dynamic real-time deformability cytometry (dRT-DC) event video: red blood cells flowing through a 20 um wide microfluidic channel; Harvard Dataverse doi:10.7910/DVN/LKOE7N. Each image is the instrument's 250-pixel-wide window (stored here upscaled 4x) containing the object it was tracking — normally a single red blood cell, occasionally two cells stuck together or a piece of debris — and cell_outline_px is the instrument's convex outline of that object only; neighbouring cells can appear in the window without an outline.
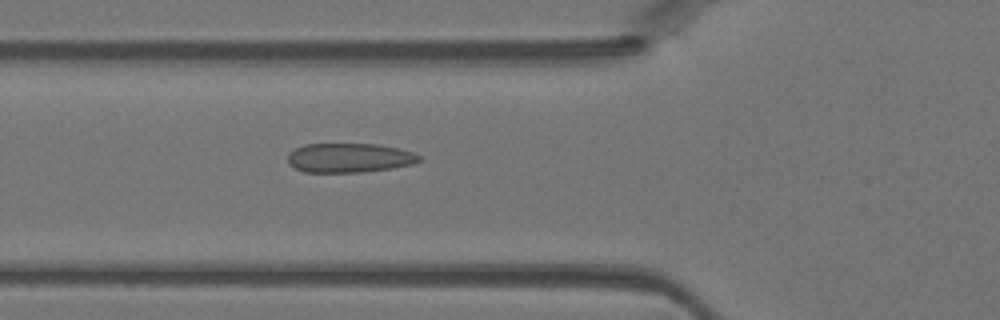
{"species": "Egyptian fruit bat (a non-hibernating species)", "species_latin": "Rousettus aegyptiacus", "temperature_condition": "warm", "stored_images_in_passage": 44, "camera_frame_rate_fps": 3000, "um_per_image_px": 0.085, "animal": {"sex": "female"}, "frame": {"image": 1, "passage_image": 16, "time_ms": 5.0, "image_size_px": [1000, 320], "cell_outline_px": [[420, 160], [412, 164], [392, 168], [364, 172], [304, 172], [288, 164], [288, 152], [304, 144], [376, 144], [396, 148], [412, 152], [420, 156]], "centroid_in_image_um": [29.65, 13.42], "position_along_channel_um": 96.1, "area_um2": 22.37}}
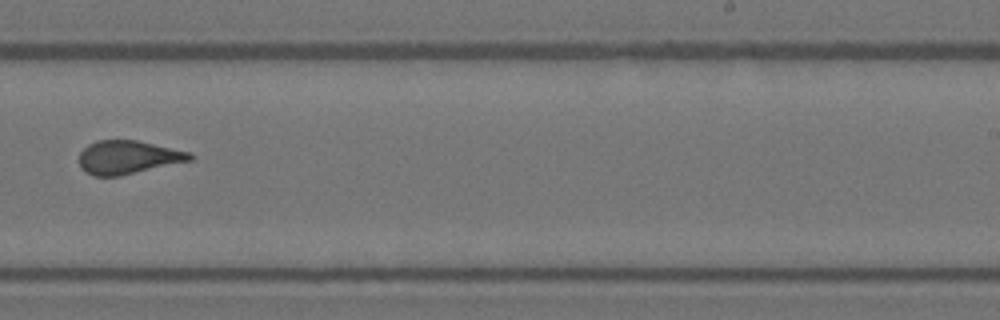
{"frame": {"image": 2, "passage_image": 28, "time_ms": 9.0, "image_size_px": [1000, 320], "cell_outline_px": [[192, 160], [120, 176], [92, 176], [80, 164], [80, 152], [88, 144], [96, 140], [136, 140], [192, 152]], "centroid_in_image_um": [10.9, 13.36], "position_along_channel_um": 278.1, "area_um2": 21.44}}
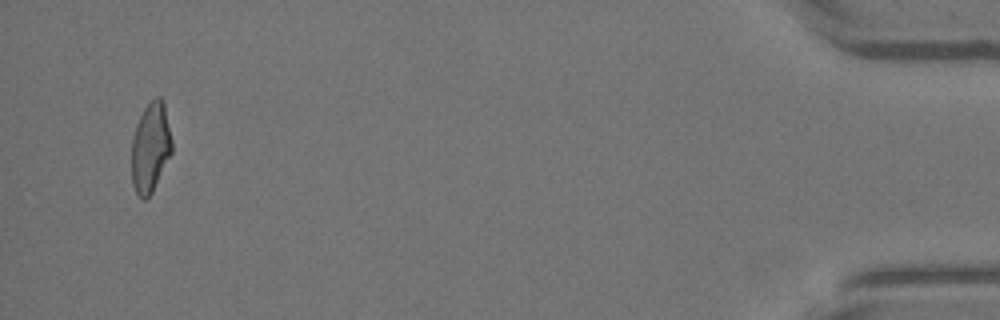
{"frame": {"image": 3, "passage_image": 43, "time_ms": 14.0, "image_size_px": [1000, 320], "cell_outline_px": [[172, 152], [152, 192], [144, 200], [140, 200], [132, 184], [132, 136], [136, 124], [144, 108], [156, 96], [160, 96], [164, 100], [172, 140]], "centroid_in_image_um": [12.79, 12.52], "position_along_channel_um": 422.4, "area_um2": 21.21}}